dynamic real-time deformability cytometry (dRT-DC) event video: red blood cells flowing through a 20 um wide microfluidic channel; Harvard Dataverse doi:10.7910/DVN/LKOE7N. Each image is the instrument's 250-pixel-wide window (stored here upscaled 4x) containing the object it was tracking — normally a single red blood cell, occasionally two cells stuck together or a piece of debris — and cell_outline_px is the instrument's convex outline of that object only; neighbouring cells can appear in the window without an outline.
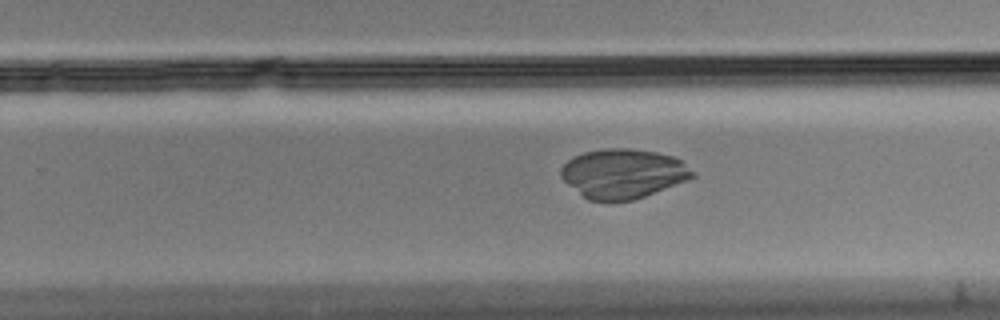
{"species": "Egyptian fruit bat (a non-hibernating species)", "species_latin": "Rousettus aegyptiacus", "temperature_condition": "cold", "stored_images_in_passage": 57, "camera_frame_rate_fps": 3000, "um_per_image_px": 0.085, "animal": {"sex": "male"}, "frame": {"image": 1, "passage_image": 36, "time_ms": 11.667, "image_size_px": [1000, 320], "cell_outline_px": [[696, 176], [644, 196], [632, 200], [588, 200], [568, 184], [560, 176], [560, 168], [572, 156], [584, 152], [604, 148], [628, 148], [656, 152], [672, 156], [680, 160], [696, 172]], "centroid_in_image_um": [52.94, 14.73], "position_along_channel_um": 276.9, "area_um2": 37.57}}